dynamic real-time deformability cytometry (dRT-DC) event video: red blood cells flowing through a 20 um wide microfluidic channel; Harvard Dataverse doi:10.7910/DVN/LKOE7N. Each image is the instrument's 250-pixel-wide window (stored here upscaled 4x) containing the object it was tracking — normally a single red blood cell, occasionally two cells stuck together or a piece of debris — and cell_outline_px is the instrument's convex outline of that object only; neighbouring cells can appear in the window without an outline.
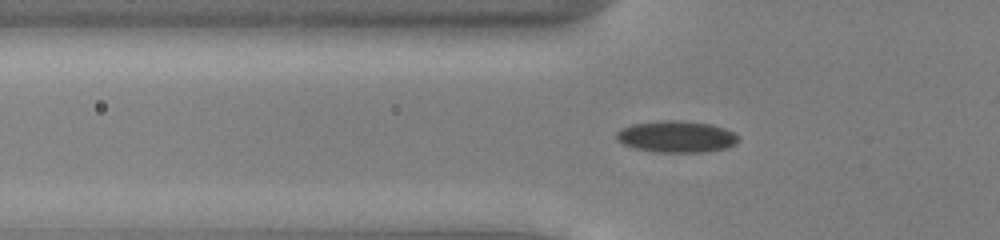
{"species": "common noctule bat (a hibernating species)", "species_latin": "Nyctalus noctula", "temperature_condition": "cold", "stored_images_in_passage": 53, "camera_frame_rate_fps": 3000, "um_per_image_px": 0.085, "animal": {"sex": "male", "body_mass_g": 13.0, "forearm_length_mm": 53.1}, "frame": {"image": 1, "passage_image": 18, "time_ms": 5.667, "image_size_px": [1000, 240], "cell_outline_px": [[740, 136], [736, 144], [724, 148], [704, 152], [652, 152], [636, 148], [624, 144], [616, 136], [616, 132], [620, 128], [632, 124], [664, 120], [680, 120], [712, 124], [724, 128]], "centroid_in_image_um": [57.51, 11.61], "position_along_channel_um": 68.3, "area_um2": 22.43}}
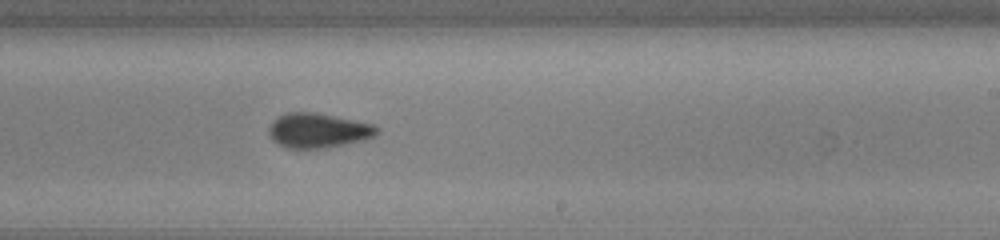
{"frame": {"image": 2, "passage_image": 33, "time_ms": 10.667, "image_size_px": [1000, 240], "cell_outline_px": [[380, 128], [372, 136], [364, 140], [328, 148], [288, 148], [272, 140], [268, 132], [268, 128], [272, 120], [276, 116], [288, 112], [316, 112], [372, 124]], "centroid_in_image_um": [26.99, 11.08], "position_along_channel_um": 262.0, "area_um2": 21.85}}
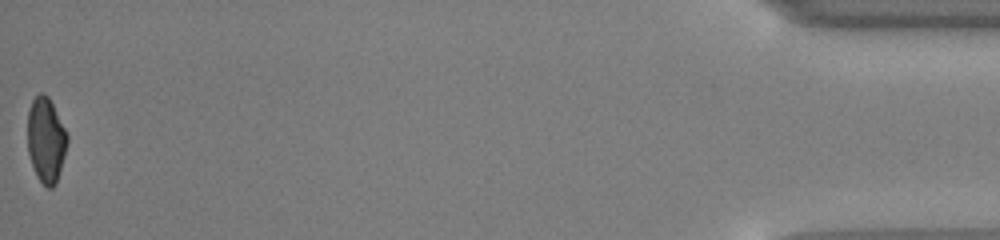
{"frame": {"image": 3, "passage_image": 53, "time_ms": 17.333, "image_size_px": [1000, 240], "cell_outline_px": [[68, 140], [64, 156], [56, 184], [52, 188], [48, 188], [36, 176], [28, 152], [28, 112], [32, 100], [40, 92], [44, 92], [48, 96], [68, 136]], "centroid_in_image_um": [3.9, 11.9], "position_along_channel_um": 431.3, "area_um2": 19.42}, "authors_computed_cell_mechanics": {"area_um2": 21.2704, "velocity_mm_per_s": 3.9196, "shape_relaxation_time_tau1_ms": 4.513, "shape_relaxation_time_tau2_ms": 1.4408, "deformation_change_tau1": 0.1118, "deformation_change_tau2": 0.0705}}